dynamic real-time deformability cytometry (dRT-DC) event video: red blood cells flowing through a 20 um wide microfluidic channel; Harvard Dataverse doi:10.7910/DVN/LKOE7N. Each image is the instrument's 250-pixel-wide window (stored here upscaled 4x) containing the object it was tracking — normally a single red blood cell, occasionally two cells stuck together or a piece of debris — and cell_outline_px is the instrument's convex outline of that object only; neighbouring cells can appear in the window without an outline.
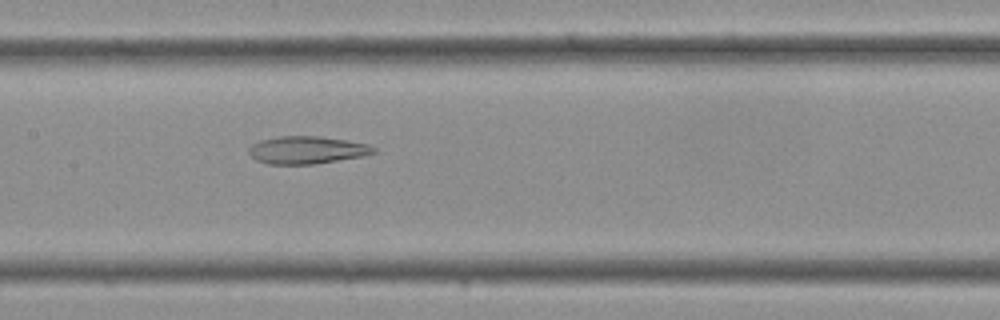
{"species": "Egyptian fruit bat (a non-hibernating species)", "species_latin": "Rousettus aegyptiacus", "temperature_condition": "cold", "stored_images_in_passage": 36, "camera_frame_rate_fps": 3000, "um_per_image_px": 0.085, "frame": {"image": 1, "passage_image": 17, "time_ms": 5.333, "image_size_px": [1000, 320], "cell_outline_px": [[376, 152], [364, 156], [316, 164], [268, 164], [256, 160], [248, 152], [248, 148], [252, 144], [260, 140], [280, 136], [320, 136], [348, 140], [368, 144], [376, 148]], "centroid_in_image_um": [26.1, 12.75], "position_along_channel_um": 181.3, "area_um2": 20.23}}
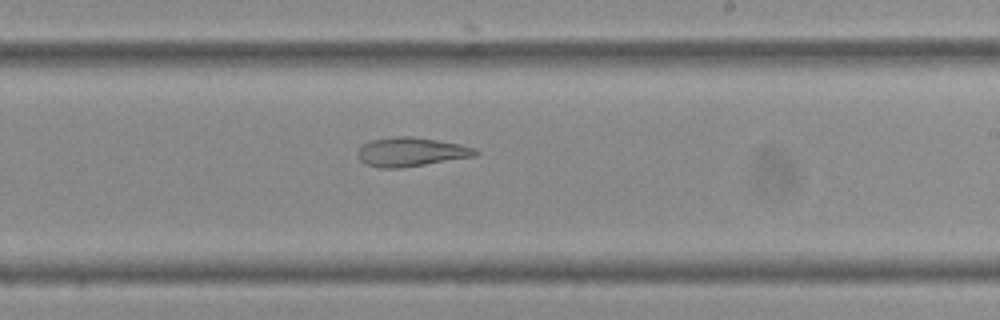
{"frame": {"image": 2, "passage_image": 21, "time_ms": 6.667, "image_size_px": [1000, 320], "cell_outline_px": [[480, 152], [476, 156], [400, 168], [376, 168], [364, 164], [356, 156], [356, 152], [364, 144], [372, 140], [396, 136], [412, 136], [460, 144], [476, 148]], "centroid_in_image_um": [34.92, 12.92], "position_along_channel_um": 254.1, "area_um2": 20.0}}
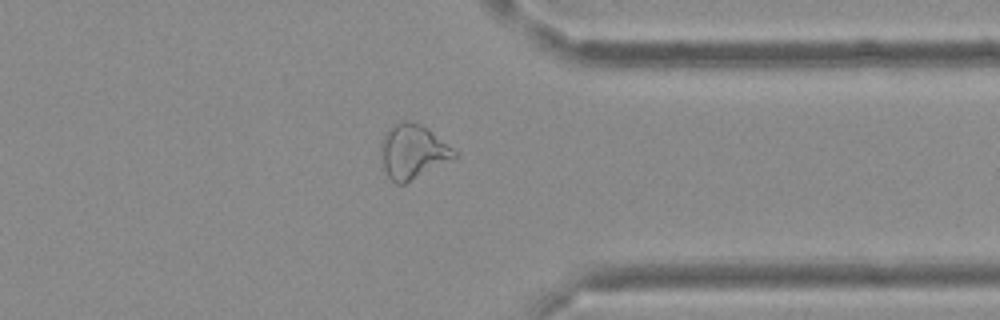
{"frame": {"image": 3, "passage_image": 28, "time_ms": 9.0, "image_size_px": [1000, 320], "cell_outline_px": [[460, 156], [404, 184], [396, 184], [388, 176], [384, 168], [380, 148], [380, 144], [384, 132], [392, 124], [400, 120], [408, 120], [420, 124], [428, 128], [452, 148]], "centroid_in_image_um": [35.07, 12.86], "position_along_channel_um": 376.3, "area_um2": 23.41}}